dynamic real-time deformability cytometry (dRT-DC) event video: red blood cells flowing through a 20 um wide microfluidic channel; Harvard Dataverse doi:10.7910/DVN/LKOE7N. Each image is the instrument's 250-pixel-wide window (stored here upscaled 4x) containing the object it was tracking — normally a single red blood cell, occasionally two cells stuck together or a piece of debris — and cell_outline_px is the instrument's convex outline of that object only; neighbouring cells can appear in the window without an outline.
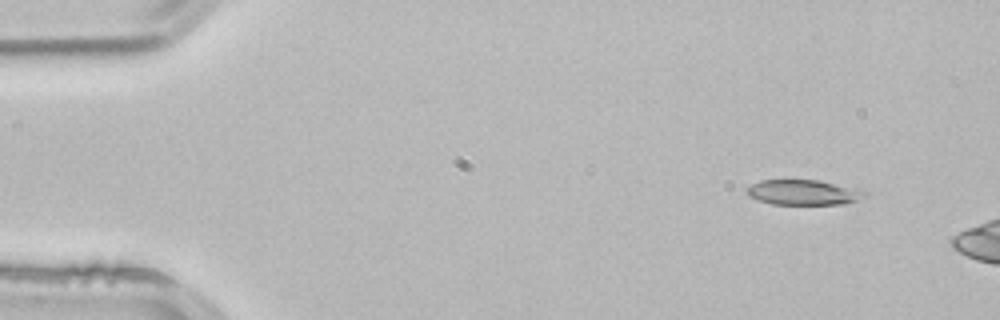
{"species": "common noctule bat (a hibernating species)", "species_latin": "Nyctalus noctula", "temperature_condition": "room temperature", "stored_images_in_passage": 2, "camera_frame_rate_fps": 3000, "um_per_image_px": 0.085, "animal": {"sex": "male", "body_mass_g": 21.5, "forearm_length_mm": 52.0}, "frame": {"image": 1, "passage_image": 1, "time_ms": 0.0, "image_size_px": [1000, 320], "cell_outline_px": [[868, 196], [844, 204], [772, 204], [756, 200], [748, 196], [744, 192], [744, 188], [760, 180], [820, 180], [860, 188], [868, 192]], "centroid_in_image_um": [68.29, 16.34], "position_along_channel_um": 16.7, "area_um2": 17.74}}